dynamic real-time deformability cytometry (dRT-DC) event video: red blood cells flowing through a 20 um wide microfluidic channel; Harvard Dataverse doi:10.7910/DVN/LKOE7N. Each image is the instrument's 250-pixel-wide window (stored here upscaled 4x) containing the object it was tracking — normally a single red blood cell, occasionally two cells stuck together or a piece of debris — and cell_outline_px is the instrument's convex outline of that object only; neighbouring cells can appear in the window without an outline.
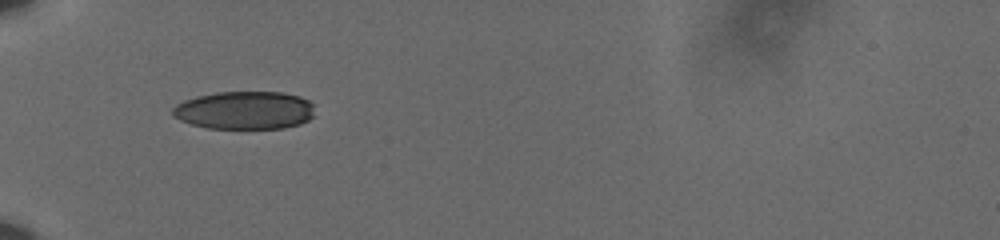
{"species": "human", "species_latin": "Homo sapiens", "temperature_condition": "cold", "stored_images_in_passage": 38, "camera_frame_rate_fps": 3000, "um_per_image_px": 0.085, "donor": {"sex": "male"}, "frame": {"image": 1, "passage_image": 1, "time_ms": 0.0, "image_size_px": [1000, 240], "cell_outline_px": [[312, 116], [308, 120], [300, 124], [284, 128], [208, 128], [192, 124], [180, 120], [172, 116], [172, 108], [176, 104], [184, 100], [196, 96], [216, 92], [284, 92], [300, 96], [308, 100], [312, 104]], "centroid_in_image_um": [20.77, 9.36], "position_along_channel_um": 64.2, "area_um2": 31.56}}
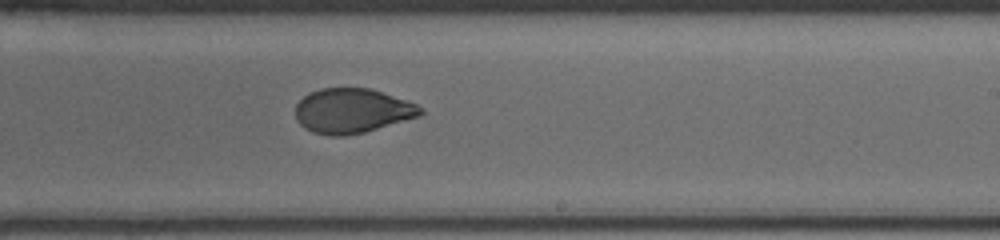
{"frame": {"image": 2, "passage_image": 18, "time_ms": 5.667, "image_size_px": [1000, 240], "cell_outline_px": [[424, 112], [420, 116], [364, 132], [344, 136], [328, 136], [312, 132], [304, 128], [296, 120], [296, 104], [308, 92], [320, 88], [368, 88], [416, 104], [424, 108]], "centroid_in_image_um": [29.9, 9.43], "position_along_channel_um": 259.1, "area_um2": 32.48}}
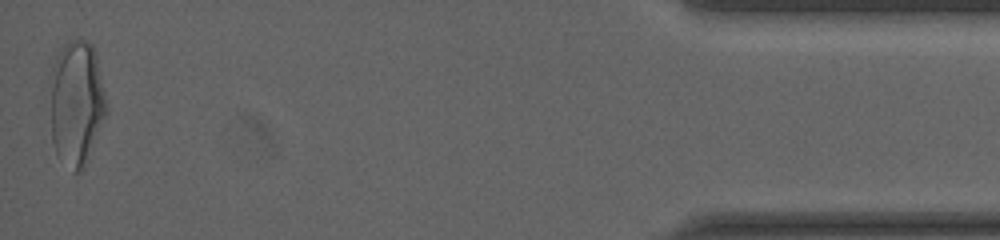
{"frame": {"image": 3, "passage_image": 38, "time_ms": 12.333, "image_size_px": [1000, 240], "cell_outline_px": [[108, 112], [84, 164], [80, 172], [72, 172], [56, 156], [52, 140], [52, 64], [56, 56], [64, 44], [68, 40], [84, 40], [92, 44], [96, 52], [108, 108]], "centroid_in_image_um": [6.52, 8.74], "position_along_channel_um": 428.7, "area_um2": 40.75}, "authors_computed_cell_mechanics": {"area_um2": 33.6685, "velocity_mm_per_s": 3.616, "shape_relaxation_time_tau1_ms": 5.3887, "shape_relaxation_time_tau2_ms": 1.2451, "deformation_change_tau1": 0.158, "deformation_change_tau2": 0.0551}}